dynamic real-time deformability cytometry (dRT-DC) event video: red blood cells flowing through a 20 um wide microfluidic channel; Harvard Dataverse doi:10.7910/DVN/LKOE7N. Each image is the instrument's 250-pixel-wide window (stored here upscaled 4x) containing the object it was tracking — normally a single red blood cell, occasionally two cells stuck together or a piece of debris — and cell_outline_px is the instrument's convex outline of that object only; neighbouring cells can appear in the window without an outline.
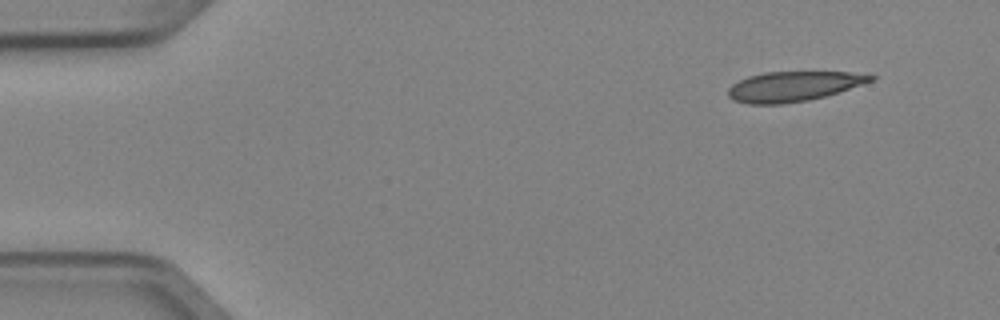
{"species": "Egyptian fruit bat (a non-hibernating species)", "species_latin": "Rousettus aegyptiacus", "temperature_condition": "cold", "stored_images_in_passage": 3, "camera_frame_rate_fps": 3000, "um_per_image_px": 0.085, "animal": {"sex": "female"}, "frame": {"image": 1, "passage_image": 1, "time_ms": 0.0, "image_size_px": [1000, 320], "cell_outline_px": [[876, 80], [824, 96], [808, 100], [780, 104], [748, 104], [736, 100], [728, 96], [728, 88], [732, 84], [748, 76], [764, 72], [848, 72], [876, 76]], "centroid_in_image_um": [67.43, 7.33], "position_along_channel_um": 17.6, "area_um2": 24.62}}